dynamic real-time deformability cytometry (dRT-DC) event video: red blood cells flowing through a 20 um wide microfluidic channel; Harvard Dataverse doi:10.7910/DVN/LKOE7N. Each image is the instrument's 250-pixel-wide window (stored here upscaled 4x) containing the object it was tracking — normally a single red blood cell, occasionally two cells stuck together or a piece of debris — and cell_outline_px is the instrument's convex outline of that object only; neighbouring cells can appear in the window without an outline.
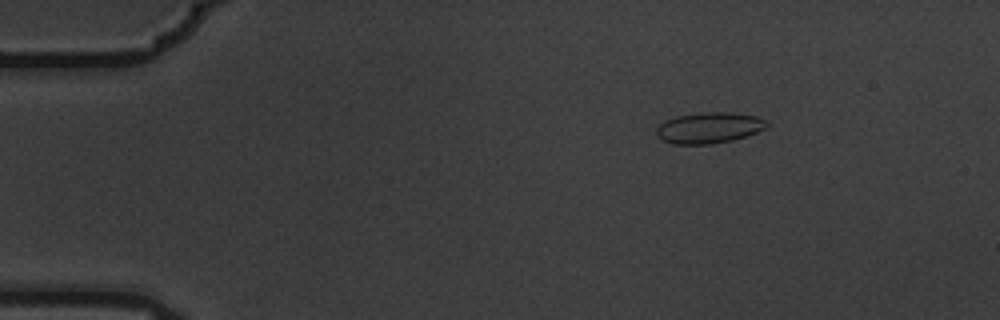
{"species": "common noctule bat (a hibernating species)", "species_latin": "Nyctalus noctula", "temperature_condition": "warm", "stored_images_in_passage": 9, "camera_frame_rate_fps": 3000, "um_per_image_px": 0.085, "animal": {"sex": "male", "body_mass_g": 19.5, "forearm_length_mm": 54.6}, "frame": {"image": 1, "passage_image": 2, "time_ms": 0.333, "image_size_px": [1000, 320], "cell_outline_px": [[768, 124], [764, 128], [756, 132], [732, 140], [712, 144], [672, 144], [660, 140], [656, 136], [656, 128], [664, 120], [676, 116], [704, 112], [728, 112], [756, 116], [768, 120]], "centroid_in_image_um": [60.22, 10.86], "position_along_channel_um": 24.8, "area_um2": 20.0}}
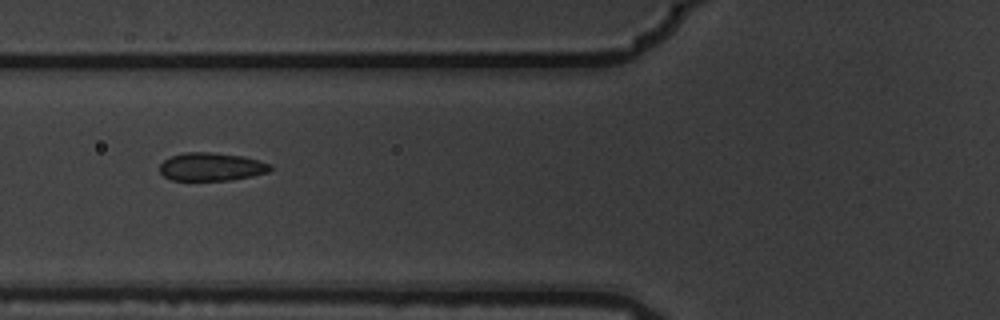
{"frame": {"image": 2, "passage_image": 6, "time_ms": 1.667, "image_size_px": [1000, 320], "cell_outline_px": [[272, 168], [268, 172], [252, 176], [232, 180], [172, 180], [164, 176], [160, 172], [160, 164], [164, 160], [172, 156], [184, 152], [212, 152], [244, 156], [272, 164]], "centroid_in_image_um": [17.98, 14.17], "position_along_channel_um": 107.8, "area_um2": 18.21}}
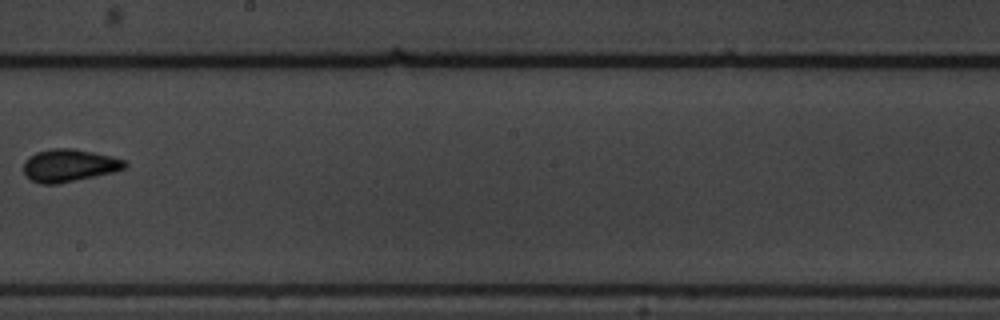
{"frame": {"image": 3, "passage_image": 9, "time_ms": 2.667, "image_size_px": [1000, 320], "cell_outline_px": [[128, 168], [112, 172], [56, 184], [40, 184], [32, 180], [24, 172], [24, 160], [28, 156], [36, 152], [52, 148], [72, 148], [92, 152], [124, 160], [128, 164]], "centroid_in_image_um": [5.85, 14.05], "position_along_channel_um": 242.3, "area_um2": 19.02}}